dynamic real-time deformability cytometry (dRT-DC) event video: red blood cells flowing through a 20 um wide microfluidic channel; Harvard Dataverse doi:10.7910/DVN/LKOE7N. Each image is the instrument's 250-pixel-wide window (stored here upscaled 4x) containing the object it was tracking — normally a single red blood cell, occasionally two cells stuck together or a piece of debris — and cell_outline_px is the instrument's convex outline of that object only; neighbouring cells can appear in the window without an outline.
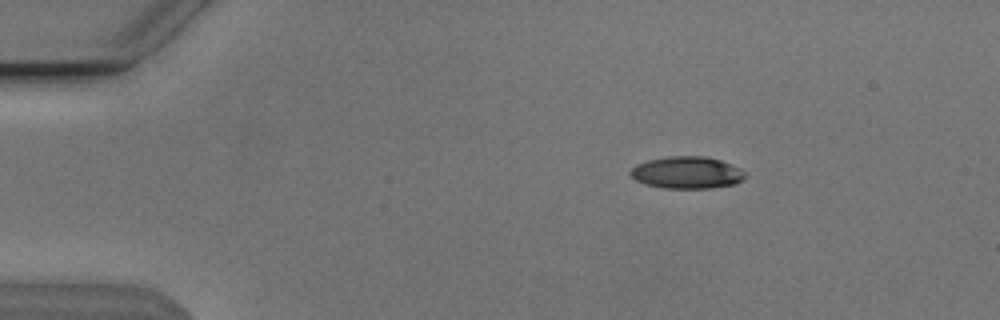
{"species": "Egyptian fruit bat (a non-hibernating species)", "species_latin": "Rousettus aegyptiacus", "temperature_condition": "cold", "stored_images_in_passage": 46, "camera_frame_rate_fps": 3000, "um_per_image_px": 0.085, "animal": {"sex": "male"}, "frame": {"image": 1, "passage_image": 1, "time_ms": 0.0, "image_size_px": [1000, 320], "cell_outline_px": [[744, 180], [736, 184], [712, 188], [664, 188], [644, 184], [636, 180], [628, 172], [636, 164], [648, 160], [668, 156], [704, 156], [720, 160], [732, 164], [740, 168], [744, 172]], "centroid_in_image_um": [58.39, 14.67], "position_along_channel_um": 26.6, "area_um2": 21.56}}
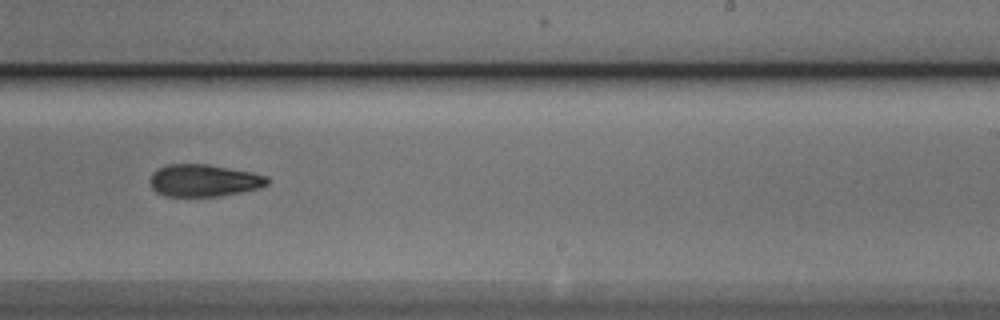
{"frame": {"image": 2, "passage_image": 26, "time_ms": 8.333, "image_size_px": [1000, 320], "cell_outline_px": [[268, 184], [256, 188], [240, 192], [220, 196], [164, 196], [156, 192], [152, 188], [152, 172], [168, 164], [208, 164], [252, 172], [268, 176]], "centroid_in_image_um": [17.33, 15.34], "position_along_channel_um": 271.7, "area_um2": 21.79}}
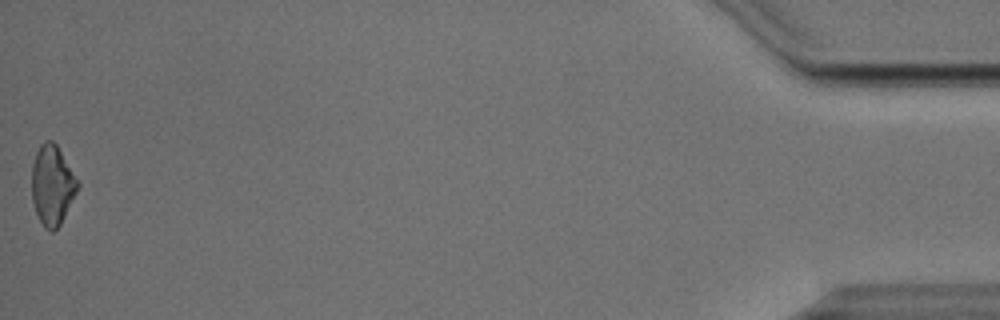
{"frame": {"image": 3, "passage_image": 46, "time_ms": 15.0, "image_size_px": [1000, 320], "cell_outline_px": [[80, 184], [60, 224], [52, 232], [44, 228], [36, 212], [32, 200], [32, 164], [36, 152], [40, 144], [44, 140], [52, 140], [56, 144]], "centroid_in_image_um": [4.42, 15.72], "position_along_channel_um": 430.8, "area_um2": 21.04}, "authors_computed_cell_mechanics": {"area_um2": 22.3108, "velocity_mm_per_s": 3.8194, "shape_relaxation_time_tau1_ms": 4.2105, "shape_relaxation_time_tau2_ms": null, "deformation_change_tau1": 0.1395, "deformation_change_tau2": null}}